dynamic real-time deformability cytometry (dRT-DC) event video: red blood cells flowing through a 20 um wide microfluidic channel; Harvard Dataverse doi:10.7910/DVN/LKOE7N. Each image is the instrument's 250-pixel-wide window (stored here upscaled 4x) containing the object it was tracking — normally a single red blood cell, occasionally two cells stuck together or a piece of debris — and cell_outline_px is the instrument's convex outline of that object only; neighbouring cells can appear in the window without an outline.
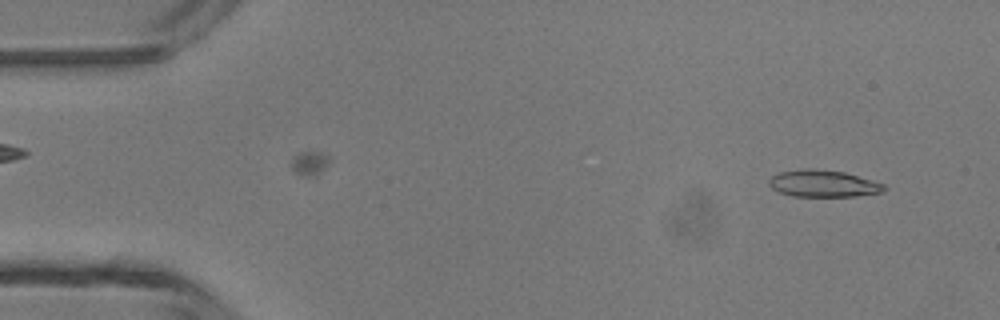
{"species": "common noctule bat (a hibernating species)", "species_latin": "Nyctalus noctula", "temperature_condition": "room temperature", "stored_images_in_passage": 5, "camera_frame_rate_fps": 3000, "um_per_image_px": 0.085, "animal": {"sex": "male", "body_mass_g": 13.3}, "frame": {"image": 1, "passage_image": 1, "time_ms": 0.0, "image_size_px": [1000, 320], "cell_outline_px": [[888, 188], [884, 192], [856, 196], [792, 196], [780, 192], [772, 188], [768, 184], [768, 180], [772, 176], [780, 172], [804, 168], [816, 168], [844, 172], [884, 184]], "centroid_in_image_um": [69.98, 15.6], "position_along_channel_um": 15.0, "area_um2": 18.09}}
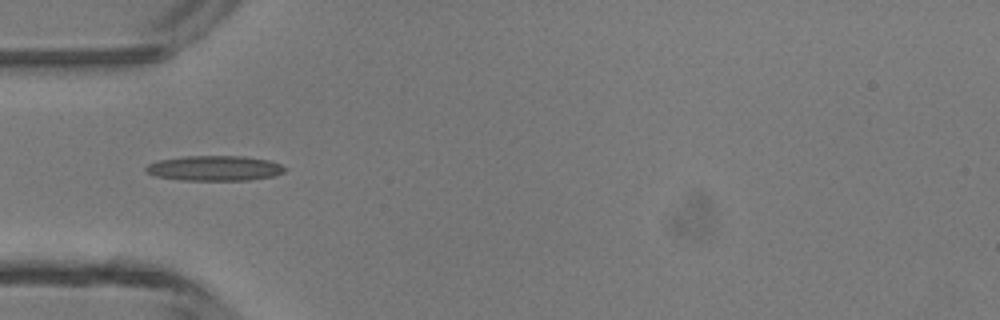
{"frame": {"image": 2, "passage_image": 4, "time_ms": 3.667, "image_size_px": [1000, 320], "cell_outline_px": [[288, 168], [284, 172], [272, 176], [248, 180], [180, 180], [156, 176], [148, 172], [144, 168], [148, 164], [160, 160], [184, 156], [244, 156], [268, 160], [280, 164]], "centroid_in_image_um": [18.26, 14.29], "position_along_channel_um": 66.7, "area_um2": 20.23}}
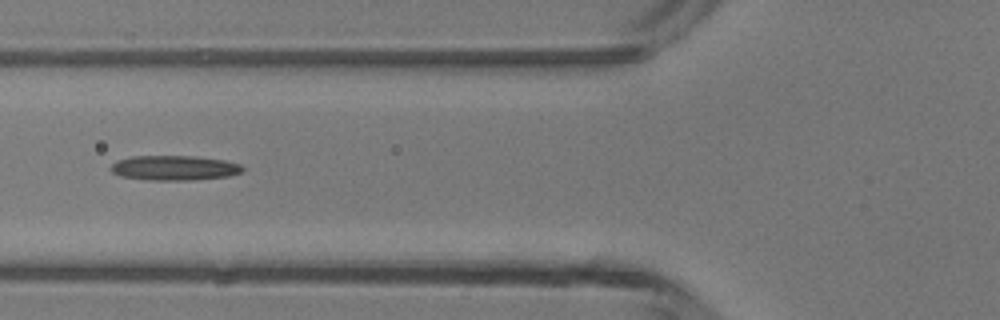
{"frame": {"image": 3, "passage_image": 5, "time_ms": 4.667, "image_size_px": [1000, 320], "cell_outline_px": [[244, 172], [228, 176], [192, 180], [148, 180], [120, 176], [112, 172], [108, 168], [116, 160], [132, 156], [196, 156], [224, 160], [240, 164], [244, 168]], "centroid_in_image_um": [14.8, 14.27], "position_along_channel_um": 111.0, "area_um2": 19.25}}